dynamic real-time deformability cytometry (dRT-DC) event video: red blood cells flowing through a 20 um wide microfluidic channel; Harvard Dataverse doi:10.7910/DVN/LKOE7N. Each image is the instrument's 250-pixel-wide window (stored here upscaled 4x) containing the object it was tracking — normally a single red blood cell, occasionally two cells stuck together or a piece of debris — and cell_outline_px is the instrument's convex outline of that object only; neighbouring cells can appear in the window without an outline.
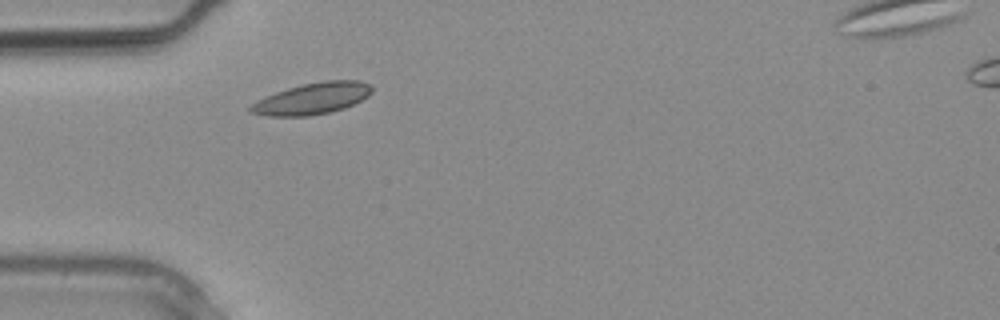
{"species": "common noctule bat (a hibernating species)", "species_latin": "Nyctalus noctula", "temperature_condition": "warm", "stored_images_in_passage": 4, "camera_frame_rate_fps": 3000, "um_per_image_px": 0.085, "animal": {"sex": "male", "body_mass_g": 20.4}, "frame": {"image": 1, "passage_image": 3, "time_ms": 0.667, "image_size_px": [1000, 320], "cell_outline_px": [[372, 92], [368, 96], [344, 108], [328, 112], [308, 116], [268, 116], [252, 112], [248, 108], [252, 104], [276, 92], [288, 88], [304, 84], [324, 80], [360, 80], [372, 84]], "centroid_in_image_um": [26.6, 8.36], "position_along_channel_um": 58.4, "area_um2": 21.91}}